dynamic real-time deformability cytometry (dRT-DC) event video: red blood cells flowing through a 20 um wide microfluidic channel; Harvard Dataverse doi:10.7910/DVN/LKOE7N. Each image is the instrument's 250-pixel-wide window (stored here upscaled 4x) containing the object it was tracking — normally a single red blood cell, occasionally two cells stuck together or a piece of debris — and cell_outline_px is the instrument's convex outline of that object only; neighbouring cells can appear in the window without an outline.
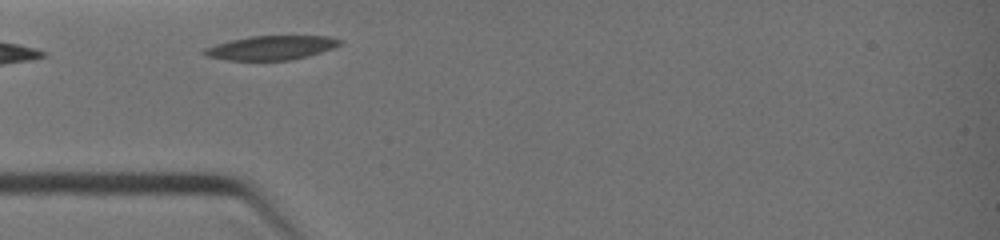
{"species": "common noctule bat (a hibernating species)", "species_latin": "Nyctalus noctula", "temperature_condition": "warm", "stored_images_in_passage": 10, "camera_frame_rate_fps": 3000, "um_per_image_px": 0.085, "animal": {"sex": "female", "body_mass_g": 19.0, "forearm_length_mm": 51.5}, "frame": {"image": 1, "passage_image": 1, "time_ms": 0.0, "image_size_px": [1000, 240], "cell_outline_px": [[344, 40], [340, 44], [332, 48], [308, 56], [288, 60], [228, 60], [208, 56], [200, 52], [204, 48], [216, 44], [248, 36], [332, 36]], "centroid_in_image_um": [23.06, 4.05], "position_along_channel_um": 61.9, "area_um2": 18.96}}
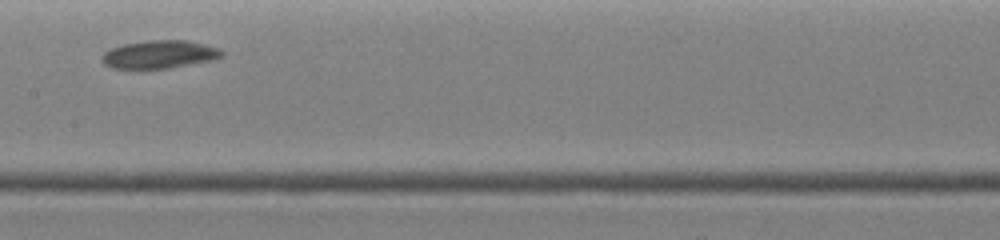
{"frame": {"image": 2, "passage_image": 6, "time_ms": 2.667, "image_size_px": [1000, 240], "cell_outline_px": [[224, 56], [216, 60], [168, 68], [112, 68], [104, 64], [100, 60], [100, 56], [104, 52], [112, 48], [124, 44], [144, 40], [184, 40], [204, 44], [220, 48], [224, 52]], "centroid_in_image_um": [13.58, 4.62], "position_along_channel_um": 193.8, "area_um2": 19.77}}
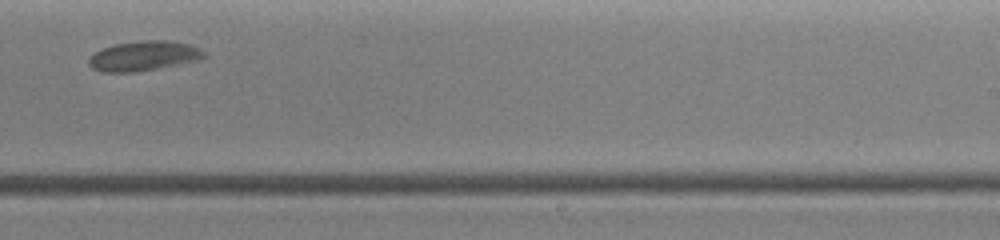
{"frame": {"image": 3, "passage_image": 9, "time_ms": 4.333, "image_size_px": [1000, 240], "cell_outline_px": [[208, 56], [200, 60], [136, 72], [104, 72], [92, 68], [88, 64], [88, 60], [96, 52], [104, 48], [116, 44], [140, 40], [168, 40], [192, 44], [200, 48]], "centroid_in_image_um": [12.28, 4.74], "position_along_channel_um": 276.7, "area_um2": 20.06}}